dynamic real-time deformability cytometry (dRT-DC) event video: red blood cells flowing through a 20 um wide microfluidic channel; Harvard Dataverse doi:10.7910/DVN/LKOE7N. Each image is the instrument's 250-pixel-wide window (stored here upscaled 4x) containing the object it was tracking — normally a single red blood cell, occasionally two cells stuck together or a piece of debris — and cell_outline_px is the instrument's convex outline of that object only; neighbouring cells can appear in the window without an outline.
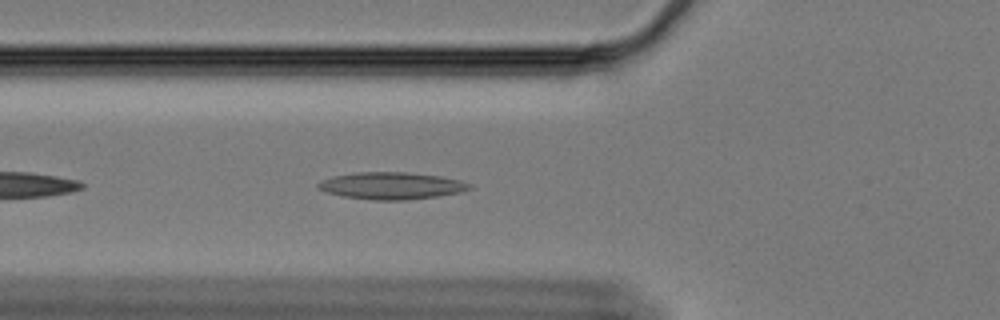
{"species": "Egyptian fruit bat (a non-hibernating species)", "species_latin": "Rousettus aegyptiacus", "temperature_condition": "cold", "stored_images_in_passage": 29, "camera_frame_rate_fps": 3000, "um_per_image_px": 0.085, "animal": {"sex": "female"}, "frame": {"image": 1, "passage_image": 6, "time_ms": 1.667, "image_size_px": [1000, 320], "cell_outline_px": [[472, 188], [460, 192], [436, 196], [404, 200], [372, 200], [340, 196], [324, 192], [316, 188], [316, 184], [320, 180], [332, 176], [356, 172], [404, 172], [440, 176], [460, 180], [472, 184]], "centroid_in_image_um": [33.2, 15.78], "position_along_channel_um": 92.6, "area_um2": 24.04}}
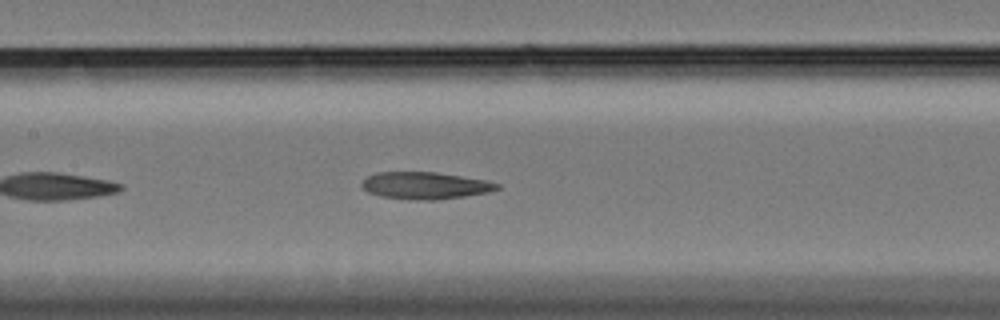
{"frame": {"image": 2, "passage_image": 13, "time_ms": 4.0, "image_size_px": [1000, 320], "cell_outline_px": [[500, 188], [488, 192], [464, 196], [436, 200], [408, 200], [380, 196], [368, 192], [360, 184], [368, 176], [376, 172], [436, 172], [488, 180], [500, 184]], "centroid_in_image_um": [36.14, 15.77], "position_along_channel_um": 171.3, "area_um2": 21.44}}
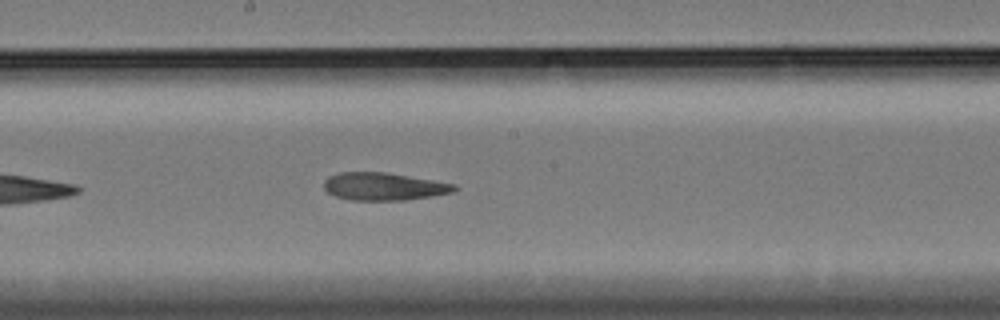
{"frame": {"image": 3, "passage_image": 17, "time_ms": 5.333, "image_size_px": [1000, 320], "cell_outline_px": [[460, 188], [456, 192], [432, 196], [404, 200], [352, 200], [336, 196], [328, 192], [324, 188], [324, 180], [328, 176], [340, 172], [384, 172], [456, 184]], "centroid_in_image_um": [32.65, 15.85], "position_along_channel_um": 215.5, "area_um2": 21.04}}